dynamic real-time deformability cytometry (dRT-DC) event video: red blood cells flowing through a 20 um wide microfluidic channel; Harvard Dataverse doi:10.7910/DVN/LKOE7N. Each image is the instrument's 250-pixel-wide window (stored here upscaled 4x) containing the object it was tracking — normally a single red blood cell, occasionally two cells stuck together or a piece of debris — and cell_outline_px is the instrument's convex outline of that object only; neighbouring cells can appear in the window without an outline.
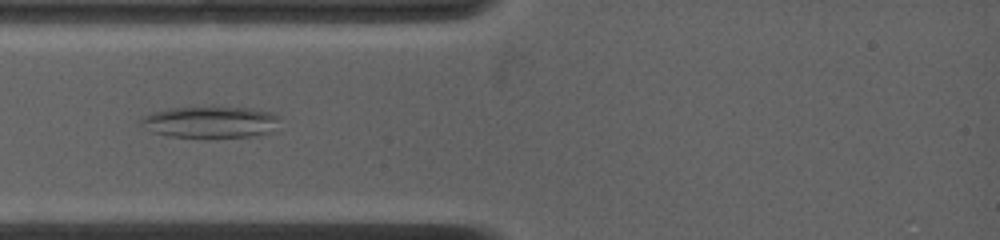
{"species": "common noctule bat (a hibernating species)", "species_latin": "Nyctalus noctula", "temperature_condition": "warm", "stored_images_in_passage": 60, "camera_frame_rate_fps": 4500, "um_per_image_px": 0.085, "animal": {"sex": "female", "body_mass_g": 19.0, "forearm_length_mm": 53.3}, "frame": {"image": 1, "passage_image": 9, "time_ms": 1.778, "image_size_px": [1000, 240], "cell_outline_px": [[280, 116], [268, 132], [248, 136], [208, 140], [168, 136], [152, 132], [140, 124], [140, 116], [152, 112], [168, 108], [212, 104], [252, 108], [272, 112]], "centroid_in_image_um": [17.79, 10.35], "position_along_channel_um": 67.2, "area_um2": 27.05}}
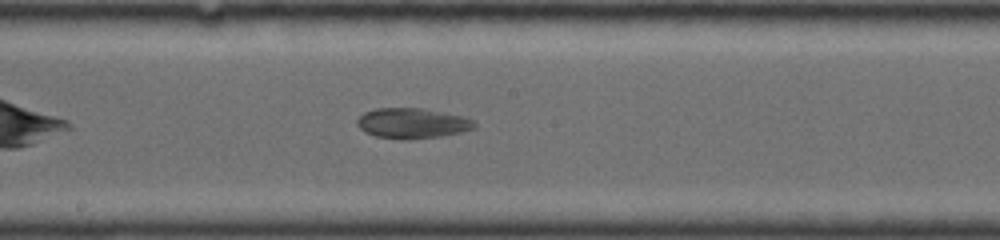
{"frame": {"image": 2, "passage_image": 26, "time_ms": 5.556, "image_size_px": [1000, 240], "cell_outline_px": [[476, 128], [460, 132], [440, 136], [408, 140], [400, 140], [376, 136], [364, 132], [356, 124], [356, 120], [364, 112], [376, 108], [424, 108], [464, 116], [472, 120], [476, 124]], "centroid_in_image_um": [35.03, 10.48], "position_along_channel_um": 213.2, "area_um2": 20.92}}
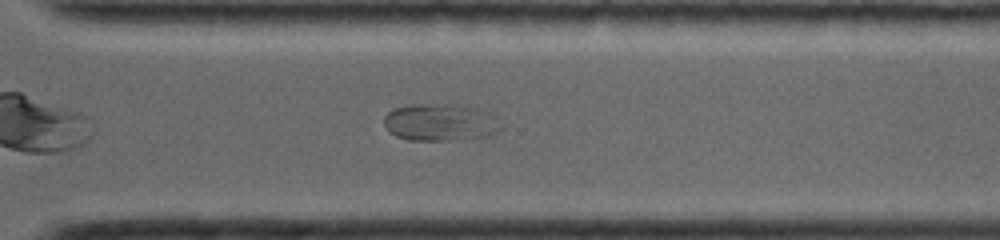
{"frame": {"image": 3, "passage_image": 40, "time_ms": 8.667, "image_size_px": [1000, 240], "cell_outline_px": [[504, 128], [488, 136], [444, 140], [408, 140], [396, 136], [384, 124], [384, 116], [392, 108], [408, 104], [444, 104], [484, 108], [496, 116]], "centroid_in_image_um": [37.47, 10.37], "position_along_channel_um": 333.1, "area_um2": 25.61}}